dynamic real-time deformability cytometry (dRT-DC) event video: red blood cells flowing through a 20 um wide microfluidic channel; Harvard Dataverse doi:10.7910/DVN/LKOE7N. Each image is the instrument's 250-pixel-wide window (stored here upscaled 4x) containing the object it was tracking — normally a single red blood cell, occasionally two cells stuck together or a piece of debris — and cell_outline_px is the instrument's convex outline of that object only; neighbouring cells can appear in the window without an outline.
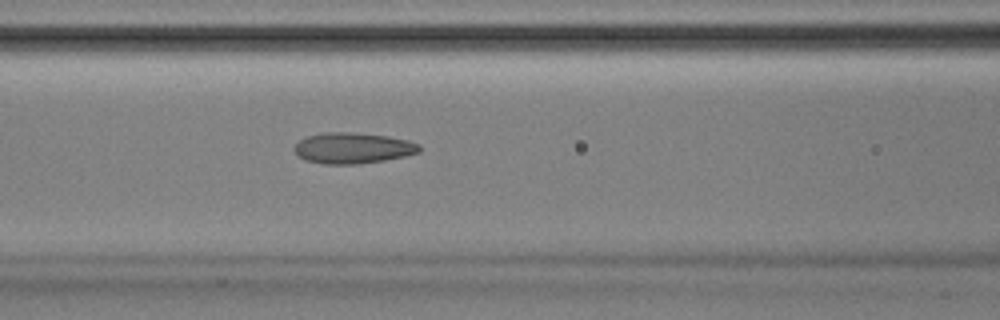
{"species": "Egyptian fruit bat (a non-hibernating species)", "species_latin": "Rousettus aegyptiacus", "temperature_condition": "room temperature", "stored_images_in_passage": 38, "camera_frame_rate_fps": 3000, "um_per_image_px": 0.085, "animal": {"sex": "male"}, "frame": {"image": 1, "passage_image": 8, "time_ms": 2.333, "image_size_px": [1000, 320], "cell_outline_px": [[420, 152], [404, 156], [384, 160], [360, 164], [324, 164], [304, 160], [292, 148], [300, 140], [308, 136], [324, 132], [352, 132], [388, 136], [408, 140], [420, 144]], "centroid_in_image_um": [30.0, 12.58], "position_along_channel_um": 136.6, "area_um2": 22.54}}
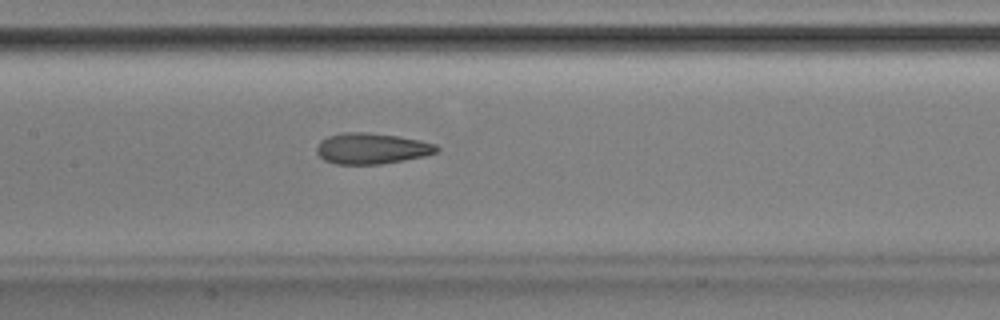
{"frame": {"image": 2, "passage_image": 11, "time_ms": 3.333, "image_size_px": [1000, 320], "cell_outline_px": [[440, 148], [436, 152], [424, 156], [404, 160], [380, 164], [336, 164], [324, 160], [316, 152], [316, 148], [320, 140], [328, 136], [344, 132], [368, 132], [396, 136], [420, 140], [436, 144]], "centroid_in_image_um": [31.58, 12.62], "position_along_channel_um": 175.8, "area_um2": 21.62}}
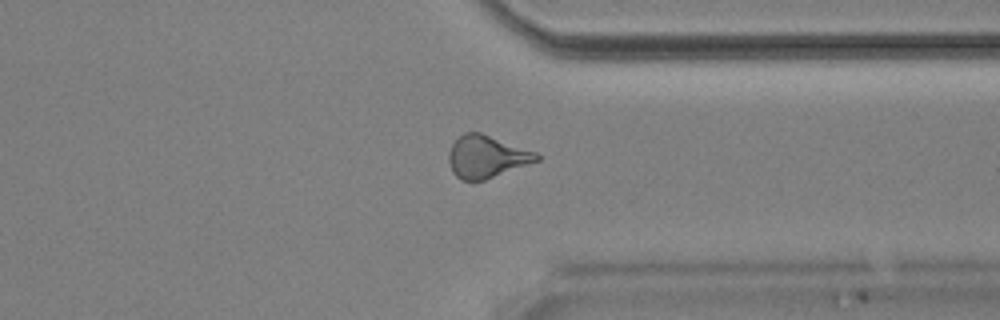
{"frame": {"image": 3, "passage_image": 26, "time_ms": 8.333, "image_size_px": [1000, 320], "cell_outline_px": [[540, 160], [484, 180], [460, 180], [452, 172], [448, 160], [448, 152], [452, 144], [464, 132], [480, 132], [536, 152], [540, 156]], "centroid_in_image_um": [41.34, 13.32], "position_along_channel_um": 370.1, "area_um2": 21.56}, "authors_computed_cell_mechanics": {"area_um2": 21.7039, "velocity_mm_per_s": 3.9061, "shape_relaxation_time_tau1_ms": 7.1307, "shape_relaxation_time_tau2_ms": 2.1138, "deformation_change_tau1": 0.1698, "deformation_change_tau2": 0.0931}}